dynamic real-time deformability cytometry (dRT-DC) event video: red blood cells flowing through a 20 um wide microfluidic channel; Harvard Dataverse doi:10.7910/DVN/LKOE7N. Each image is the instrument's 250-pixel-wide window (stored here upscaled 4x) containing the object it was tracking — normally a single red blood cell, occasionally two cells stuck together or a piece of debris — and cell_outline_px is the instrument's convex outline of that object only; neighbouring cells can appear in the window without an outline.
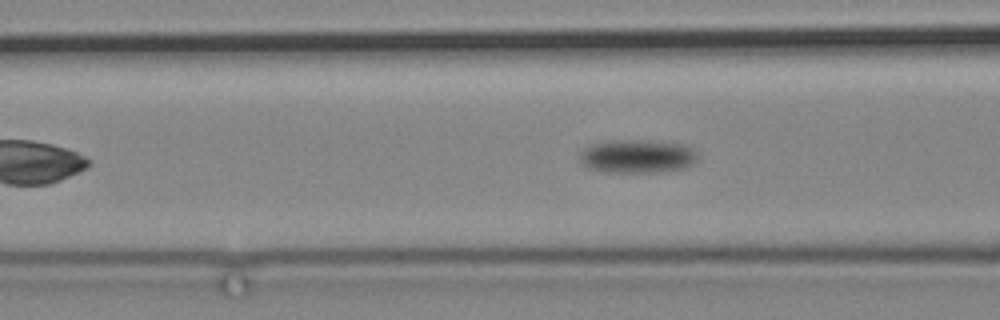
{"species": "common noctule bat (a hibernating species)", "species_latin": "Nyctalus noctula", "temperature_condition": "cold", "stored_images_in_passage": 53, "camera_frame_rate_fps": 3000, "um_per_image_px": 0.085, "animal": {"sex": "male", "body_mass_g": 19.2, "forearm_length_mm": 51.8}, "frame": {"image": 1, "passage_image": 8, "time_ms": 2.333, "image_size_px": [1000, 320], "cell_outline_px": [[696, 160], [692, 164], [684, 168], [660, 172], [604, 172], [588, 168], [580, 164], [580, 152], [584, 148], [592, 144], [612, 140], [644, 140], [680, 144], [692, 148], [696, 152]], "centroid_in_image_um": [54.12, 13.29], "position_along_channel_um": 112.5, "area_um2": 23.0}}
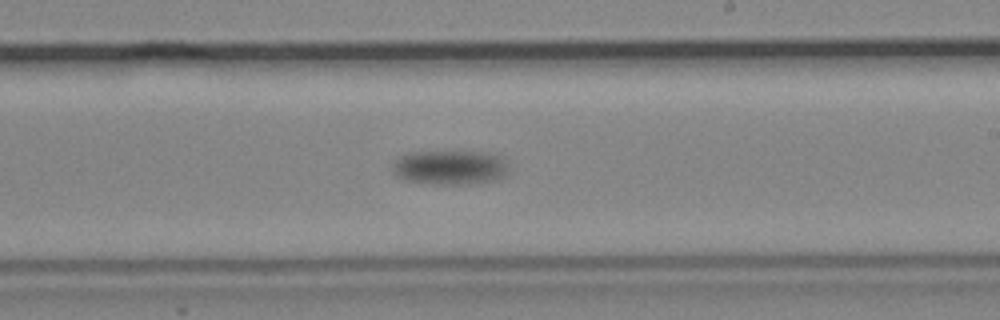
{"frame": {"image": 2, "passage_image": 23, "time_ms": 7.333, "image_size_px": [1000, 320], "cell_outline_px": [[504, 176], [496, 180], [476, 184], [432, 184], [404, 180], [396, 176], [392, 172], [392, 164], [400, 156], [408, 152], [488, 152], [504, 156]], "centroid_in_image_um": [38.2, 14.24], "position_along_channel_um": 250.8, "area_um2": 23.41}}
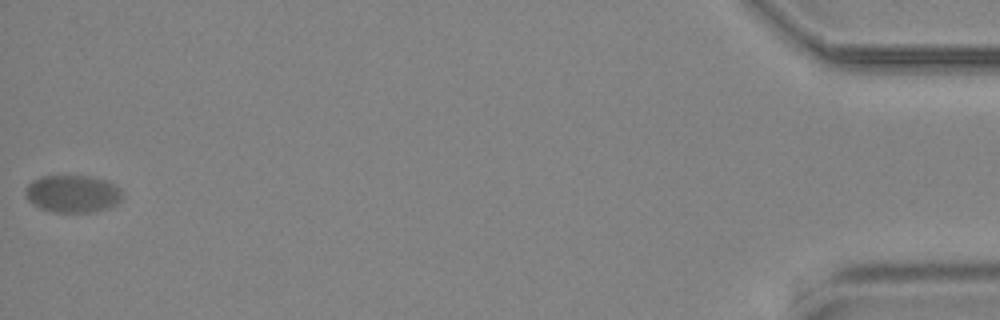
{"frame": {"image": 3, "passage_image": 53, "time_ms": 17.333, "image_size_px": [1000, 320], "cell_outline_px": [[120, 200], [116, 204], [108, 208], [92, 212], [52, 212], [40, 208], [32, 204], [24, 196], [24, 192], [28, 184], [32, 180], [40, 176], [92, 176], [116, 184], [120, 188]], "centroid_in_image_um": [6.13, 16.47], "position_along_channel_um": 429.1, "area_um2": 21.27}}